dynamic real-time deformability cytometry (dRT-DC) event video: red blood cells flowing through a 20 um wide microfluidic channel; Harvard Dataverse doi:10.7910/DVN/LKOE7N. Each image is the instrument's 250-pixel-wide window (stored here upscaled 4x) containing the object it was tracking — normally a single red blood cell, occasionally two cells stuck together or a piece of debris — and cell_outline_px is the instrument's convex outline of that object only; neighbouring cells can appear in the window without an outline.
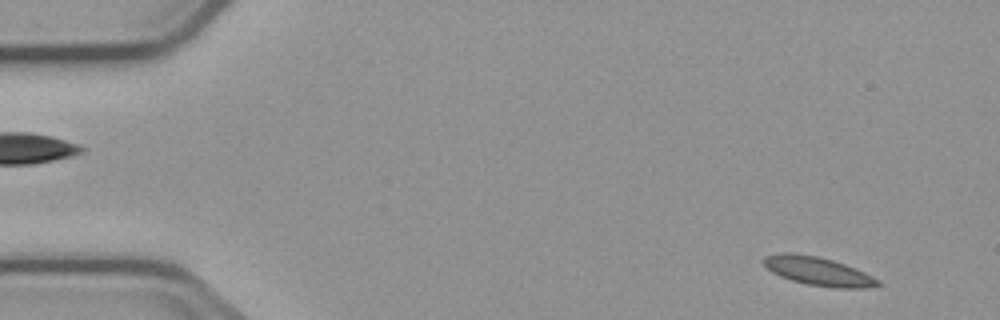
{"species": "common noctule bat (a hibernating species)", "species_latin": "Nyctalus noctula", "temperature_condition": "cold", "stored_images_in_passage": 5, "camera_frame_rate_fps": 3000, "um_per_image_px": 0.085, "animal": {"sex": "male", "body_mass_g": 23.1, "forearm_length_mm": 52.7}, "frame": {"image": 1, "passage_image": 1, "time_ms": 0.0, "image_size_px": [1000, 320], "cell_outline_px": [[884, 284], [868, 288], [832, 288], [808, 284], [792, 280], [780, 276], [772, 272], [764, 264], [764, 256], [776, 252], [792, 252], [820, 256], [844, 264], [864, 272], [880, 280]], "centroid_in_image_um": [69.55, 23.04], "position_along_channel_um": 15.4, "area_um2": 19.19}}
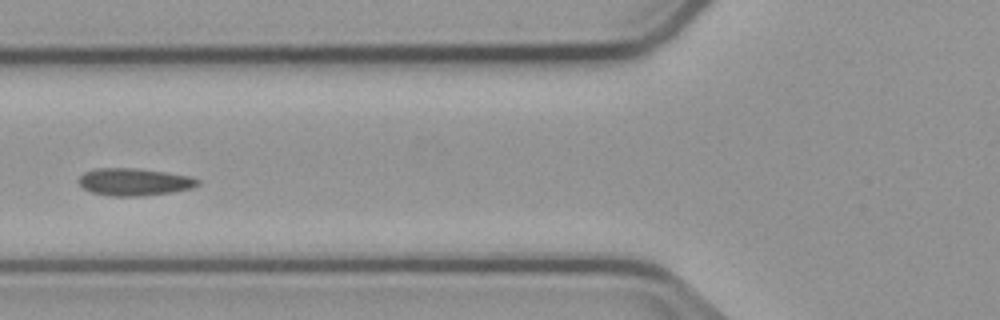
{"frame": {"image": 2, "passage_image": 5, "time_ms": 5.667, "image_size_px": [1000, 320], "cell_outline_px": [[200, 184], [192, 188], [172, 192], [140, 196], [112, 196], [92, 192], [84, 188], [76, 180], [84, 172], [96, 168], [136, 168], [164, 172], [188, 176], [200, 180]], "centroid_in_image_um": [11.39, 15.46], "position_along_channel_um": 114.4, "area_um2": 18.9}}